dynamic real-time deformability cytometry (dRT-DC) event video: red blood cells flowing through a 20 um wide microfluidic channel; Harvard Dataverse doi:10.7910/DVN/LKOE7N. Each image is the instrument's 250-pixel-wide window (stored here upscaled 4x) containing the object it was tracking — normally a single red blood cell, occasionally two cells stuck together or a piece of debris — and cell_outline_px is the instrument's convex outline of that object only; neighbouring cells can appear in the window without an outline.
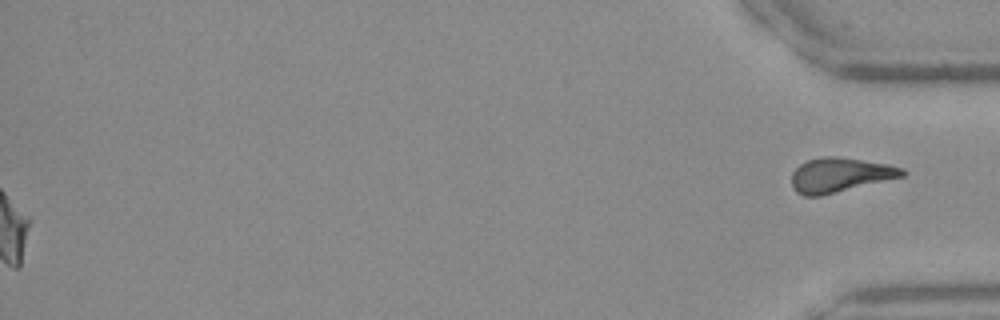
{"species": "Egyptian fruit bat (a non-hibernating species)", "species_latin": "Rousettus aegyptiacus", "temperature_condition": "warm", "stored_images_in_passage": 38, "segment_of_instrument_passage": [2, 2], "camera_frame_rate_fps": 3000, "um_per_image_px": 0.085, "frame": {"image": 1, "passage_image": 38, "time_ms": 12.333, "image_size_px": [1000, 320], "cell_outline_px": [[908, 172], [904, 176], [820, 196], [804, 196], [796, 192], [792, 188], [792, 172], [800, 164], [808, 160], [824, 156], [836, 156], [888, 164], [904, 168]], "centroid_in_image_um": [71.4, 14.87], "position_along_channel_um": 363.8, "area_um2": 22.2}}